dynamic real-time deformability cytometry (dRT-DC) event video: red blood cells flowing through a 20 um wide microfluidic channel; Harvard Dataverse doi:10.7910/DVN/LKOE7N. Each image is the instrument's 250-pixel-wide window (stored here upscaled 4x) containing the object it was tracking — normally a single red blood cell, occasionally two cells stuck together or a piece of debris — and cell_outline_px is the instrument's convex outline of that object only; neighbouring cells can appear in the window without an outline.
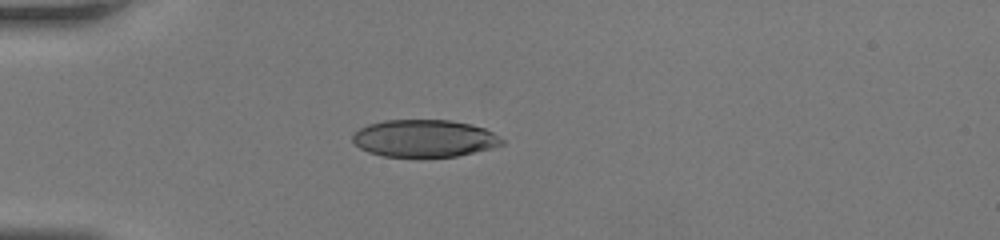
{"species": "human", "species_latin": "Homo sapiens", "temperature_condition": "room temperature", "stored_images_in_passage": 33, "camera_frame_rate_fps": 3000, "um_per_image_px": 0.085, "donor": {"sex": "female"}, "frame": {"image": 1, "passage_image": 1, "time_ms": 0.0, "image_size_px": [1000, 240], "cell_outline_px": [[504, 144], [492, 148], [456, 156], [420, 160], [384, 156], [368, 152], [360, 148], [352, 140], [352, 136], [360, 128], [368, 124], [384, 120], [452, 120], [472, 124], [484, 128], [492, 132], [504, 140]], "centroid_in_image_um": [36.07, 11.8], "position_along_channel_um": 48.9, "area_um2": 33.35}}
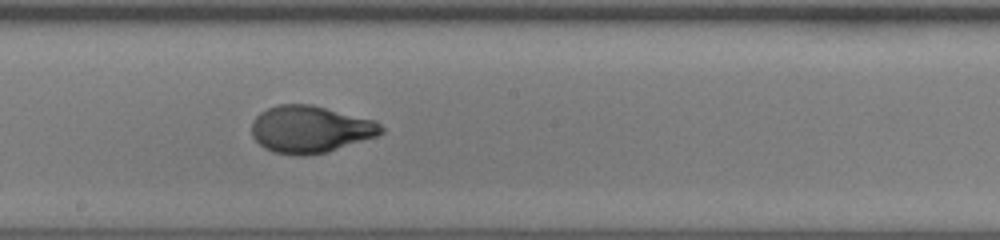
{"frame": {"image": 2, "passage_image": 14, "time_ms": 4.333, "image_size_px": [1000, 240], "cell_outline_px": [[384, 132], [376, 136], [328, 152], [304, 156], [296, 156], [272, 152], [264, 148], [252, 136], [252, 120], [260, 112], [276, 104], [312, 104], [376, 120], [384, 128]], "centroid_in_image_um": [26.37, 10.99], "position_along_channel_um": 221.8, "area_um2": 35.89}}
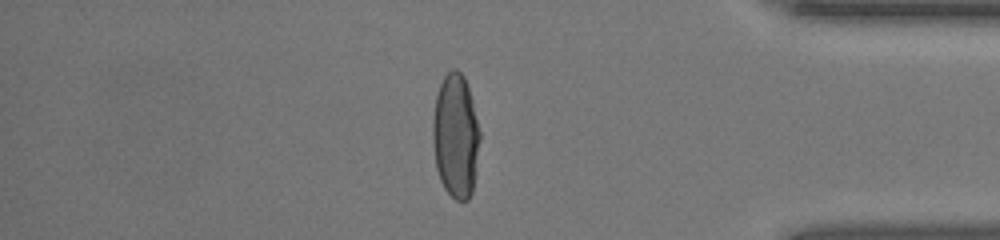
{"frame": {"image": 3, "passage_image": 27, "time_ms": 8.667, "image_size_px": [1000, 240], "cell_outline_px": [[480, 140], [476, 172], [472, 192], [468, 200], [456, 200], [444, 188], [440, 180], [436, 168], [432, 140], [432, 120], [436, 96], [440, 84], [444, 76], [452, 68], [456, 68], [464, 76], [472, 100], [480, 132]], "centroid_in_image_um": [38.73, 11.56], "position_along_channel_um": 396.5, "area_um2": 34.28}}